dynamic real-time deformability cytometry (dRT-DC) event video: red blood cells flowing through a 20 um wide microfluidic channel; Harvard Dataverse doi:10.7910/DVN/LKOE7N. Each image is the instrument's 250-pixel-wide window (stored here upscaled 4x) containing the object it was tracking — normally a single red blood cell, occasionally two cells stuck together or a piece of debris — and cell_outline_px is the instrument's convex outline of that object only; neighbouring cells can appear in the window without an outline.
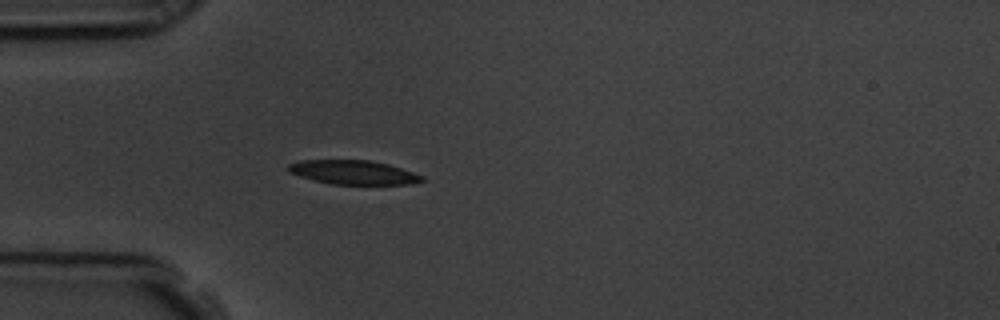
{"species": "common noctule bat (a hibernating species)", "species_latin": "Nyctalus noctula", "temperature_condition": "room temperature", "stored_images_in_passage": 41, "camera_frame_rate_fps": 3000, "um_per_image_px": 0.085, "animal": {"sex": "male", "body_mass_g": 19.5, "forearm_length_mm": 54.6}, "frame": {"image": 1, "passage_image": 1, "time_ms": 0.0, "image_size_px": [1000, 320], "cell_outline_px": [[424, 180], [408, 184], [332, 184], [300, 176], [288, 172], [288, 164], [300, 160], [368, 160], [388, 164], [424, 176]], "centroid_in_image_um": [30.01, 14.64], "position_along_channel_um": 55.0, "area_um2": 18.5}}
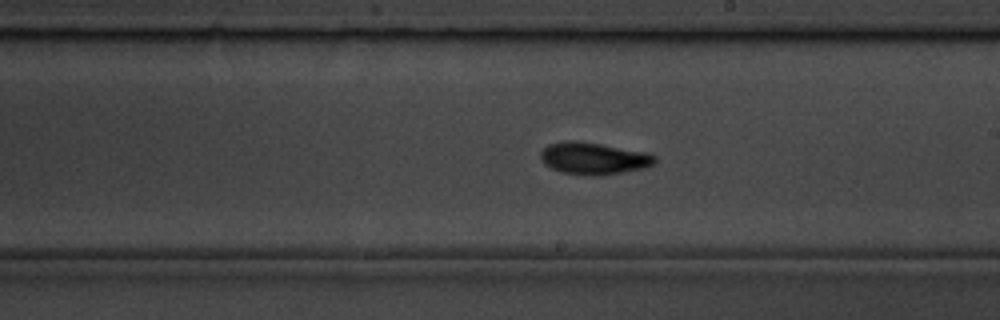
{"frame": {"image": 2, "passage_image": 17, "time_ms": 5.333, "image_size_px": [1000, 320], "cell_outline_px": [[656, 160], [652, 164], [644, 168], [596, 176], [588, 176], [560, 172], [544, 164], [540, 160], [540, 152], [548, 144], [568, 140], [580, 140], [648, 152], [656, 156]], "centroid_in_image_um": [50.43, 13.45], "position_along_channel_um": 238.6, "area_um2": 21.56}}
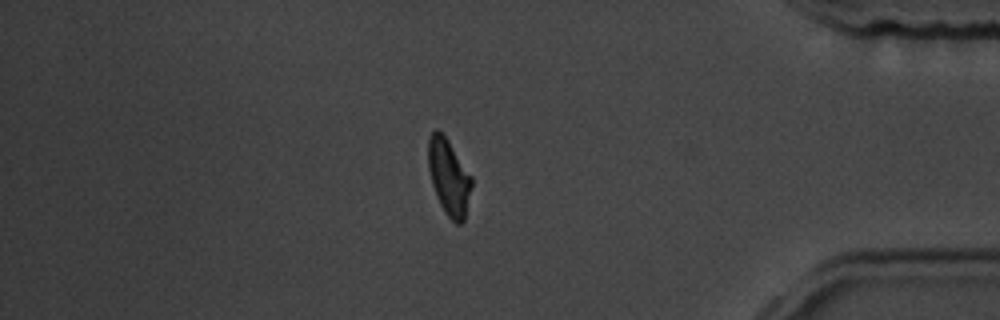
{"frame": {"image": 3, "passage_image": 33, "time_ms": 10.667, "image_size_px": [1000, 320], "cell_outline_px": [[472, 184], [464, 220], [460, 224], [456, 224], [444, 212], [436, 196], [432, 184], [428, 168], [428, 136], [436, 128], [448, 140], [472, 176]], "centroid_in_image_um": [38.14, 15.05], "position_along_channel_um": 397.1, "area_um2": 19.19}, "authors_computed_cell_mechanics": {"area_um2": 19.363, "velocity_mm_per_s": 3.5812, "shape_relaxation_time_tau1_ms": 2.6994, "shape_relaxation_time_tau2_ms": 4.1201, "deformation_change_tau1": 0.1289, "deformation_change_tau2": 0.0972}}